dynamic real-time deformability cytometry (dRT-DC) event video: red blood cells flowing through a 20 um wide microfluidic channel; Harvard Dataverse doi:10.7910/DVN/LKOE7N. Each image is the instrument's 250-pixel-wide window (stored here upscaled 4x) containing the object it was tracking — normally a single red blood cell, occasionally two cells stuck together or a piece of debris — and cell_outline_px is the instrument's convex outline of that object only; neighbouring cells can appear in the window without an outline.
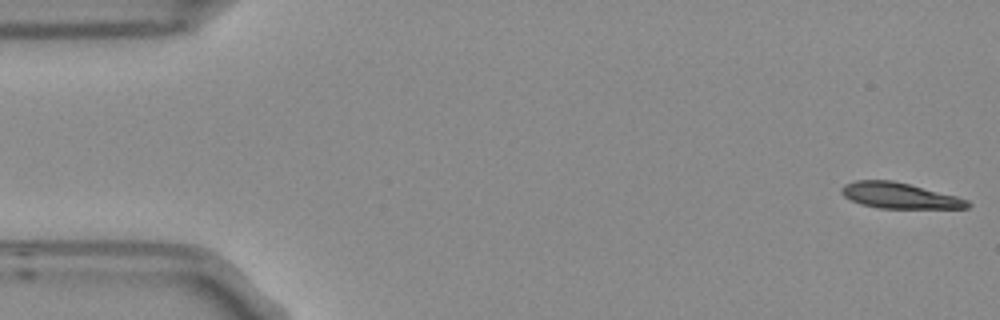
{"species": "Egyptian fruit bat (a non-hibernating species)", "species_latin": "Rousettus aegyptiacus", "temperature_condition": "room temperature", "stored_images_in_passage": 4, "camera_frame_rate_fps": 3000, "um_per_image_px": 0.085, "frame": {"image": 1, "passage_image": 1, "time_ms": 0.0, "image_size_px": [1000, 320], "cell_outline_px": [[972, 204], [968, 208], [880, 208], [860, 204], [844, 196], [840, 192], [840, 188], [844, 184], [856, 180], [892, 180], [956, 196], [968, 200]], "centroid_in_image_um": [76.43, 16.62], "position_along_channel_um": 8.6, "area_um2": 18.79}}